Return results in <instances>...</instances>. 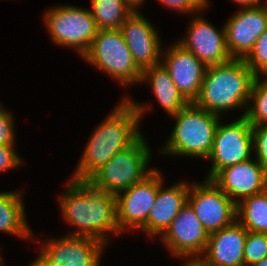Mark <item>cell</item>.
I'll return each instance as SVG.
<instances>
[{"label":"cell","mask_w":267,"mask_h":266,"mask_svg":"<svg viewBox=\"0 0 267 266\" xmlns=\"http://www.w3.org/2000/svg\"><path fill=\"white\" fill-rule=\"evenodd\" d=\"M124 96L93 129L71 180L87 181L113 155L131 146L142 134L140 122L151 106Z\"/></svg>","instance_id":"obj_1"},{"label":"cell","mask_w":267,"mask_h":266,"mask_svg":"<svg viewBox=\"0 0 267 266\" xmlns=\"http://www.w3.org/2000/svg\"><path fill=\"white\" fill-rule=\"evenodd\" d=\"M58 197L60 212L74 230L67 235L95 238L106 246L121 236L117 224L116 194L100 191L87 181L69 179ZM76 228V229H75ZM111 239V240H110Z\"/></svg>","instance_id":"obj_2"},{"label":"cell","mask_w":267,"mask_h":266,"mask_svg":"<svg viewBox=\"0 0 267 266\" xmlns=\"http://www.w3.org/2000/svg\"><path fill=\"white\" fill-rule=\"evenodd\" d=\"M255 77L244 59L207 66L199 95L193 103L222 118L224 112L243 109L240 117H244Z\"/></svg>","instance_id":"obj_3"},{"label":"cell","mask_w":267,"mask_h":266,"mask_svg":"<svg viewBox=\"0 0 267 266\" xmlns=\"http://www.w3.org/2000/svg\"><path fill=\"white\" fill-rule=\"evenodd\" d=\"M171 118L176 121L174 128L159 152L168 157L176 155L206 160L222 117L190 102Z\"/></svg>","instance_id":"obj_4"},{"label":"cell","mask_w":267,"mask_h":266,"mask_svg":"<svg viewBox=\"0 0 267 266\" xmlns=\"http://www.w3.org/2000/svg\"><path fill=\"white\" fill-rule=\"evenodd\" d=\"M142 134L131 146L111 157L87 182L97 190L117 194L141 181L153 169L151 147Z\"/></svg>","instance_id":"obj_5"},{"label":"cell","mask_w":267,"mask_h":266,"mask_svg":"<svg viewBox=\"0 0 267 266\" xmlns=\"http://www.w3.org/2000/svg\"><path fill=\"white\" fill-rule=\"evenodd\" d=\"M81 58L126 88L140 84L142 71L134 62L120 28L99 29Z\"/></svg>","instance_id":"obj_6"},{"label":"cell","mask_w":267,"mask_h":266,"mask_svg":"<svg viewBox=\"0 0 267 266\" xmlns=\"http://www.w3.org/2000/svg\"><path fill=\"white\" fill-rule=\"evenodd\" d=\"M44 12L42 22L52 42L73 48L82 57L99 30L90 9L68 4L54 5Z\"/></svg>","instance_id":"obj_7"},{"label":"cell","mask_w":267,"mask_h":266,"mask_svg":"<svg viewBox=\"0 0 267 266\" xmlns=\"http://www.w3.org/2000/svg\"><path fill=\"white\" fill-rule=\"evenodd\" d=\"M156 167L141 181L116 194L117 224L120 234L133 230L146 234V222L157 197L158 187L164 183Z\"/></svg>","instance_id":"obj_8"},{"label":"cell","mask_w":267,"mask_h":266,"mask_svg":"<svg viewBox=\"0 0 267 266\" xmlns=\"http://www.w3.org/2000/svg\"><path fill=\"white\" fill-rule=\"evenodd\" d=\"M222 118L217 126L213 148L206 161L211 168L206 179L212 180L222 169L253 158L252 125L248 119L238 117L231 123L223 124Z\"/></svg>","instance_id":"obj_9"},{"label":"cell","mask_w":267,"mask_h":266,"mask_svg":"<svg viewBox=\"0 0 267 266\" xmlns=\"http://www.w3.org/2000/svg\"><path fill=\"white\" fill-rule=\"evenodd\" d=\"M190 184L187 202L208 234L236 221L237 205L212 180Z\"/></svg>","instance_id":"obj_10"},{"label":"cell","mask_w":267,"mask_h":266,"mask_svg":"<svg viewBox=\"0 0 267 266\" xmlns=\"http://www.w3.org/2000/svg\"><path fill=\"white\" fill-rule=\"evenodd\" d=\"M208 239V232L188 202L160 237L168 252L182 260L200 257L206 249Z\"/></svg>","instance_id":"obj_11"},{"label":"cell","mask_w":267,"mask_h":266,"mask_svg":"<svg viewBox=\"0 0 267 266\" xmlns=\"http://www.w3.org/2000/svg\"><path fill=\"white\" fill-rule=\"evenodd\" d=\"M201 12L192 15L186 35L177 42L206 66L229 62L232 58L227 49L225 26L218 30Z\"/></svg>","instance_id":"obj_12"},{"label":"cell","mask_w":267,"mask_h":266,"mask_svg":"<svg viewBox=\"0 0 267 266\" xmlns=\"http://www.w3.org/2000/svg\"><path fill=\"white\" fill-rule=\"evenodd\" d=\"M224 26L229 56L245 59L257 39L267 30V1L257 7L239 9Z\"/></svg>","instance_id":"obj_13"},{"label":"cell","mask_w":267,"mask_h":266,"mask_svg":"<svg viewBox=\"0 0 267 266\" xmlns=\"http://www.w3.org/2000/svg\"><path fill=\"white\" fill-rule=\"evenodd\" d=\"M139 9L133 11L121 25L127 47L137 67L145 69L161 63V36L149 19Z\"/></svg>","instance_id":"obj_14"},{"label":"cell","mask_w":267,"mask_h":266,"mask_svg":"<svg viewBox=\"0 0 267 266\" xmlns=\"http://www.w3.org/2000/svg\"><path fill=\"white\" fill-rule=\"evenodd\" d=\"M40 251L58 266H100L106 245L91 237H48ZM105 248V249H104Z\"/></svg>","instance_id":"obj_15"},{"label":"cell","mask_w":267,"mask_h":266,"mask_svg":"<svg viewBox=\"0 0 267 266\" xmlns=\"http://www.w3.org/2000/svg\"><path fill=\"white\" fill-rule=\"evenodd\" d=\"M161 63L182 95L189 102H194L199 95L207 66L176 41L168 48H163Z\"/></svg>","instance_id":"obj_16"},{"label":"cell","mask_w":267,"mask_h":266,"mask_svg":"<svg viewBox=\"0 0 267 266\" xmlns=\"http://www.w3.org/2000/svg\"><path fill=\"white\" fill-rule=\"evenodd\" d=\"M212 181L236 204L267 189V171L250 158L222 169Z\"/></svg>","instance_id":"obj_17"},{"label":"cell","mask_w":267,"mask_h":266,"mask_svg":"<svg viewBox=\"0 0 267 266\" xmlns=\"http://www.w3.org/2000/svg\"><path fill=\"white\" fill-rule=\"evenodd\" d=\"M247 230L236 220L233 224L209 234L200 258L211 266H244V244Z\"/></svg>","instance_id":"obj_18"},{"label":"cell","mask_w":267,"mask_h":266,"mask_svg":"<svg viewBox=\"0 0 267 266\" xmlns=\"http://www.w3.org/2000/svg\"><path fill=\"white\" fill-rule=\"evenodd\" d=\"M158 187L154 206L151 208L146 222V235L149 238L161 237L176 218L178 212L187 203L190 182L181 181L164 188Z\"/></svg>","instance_id":"obj_19"},{"label":"cell","mask_w":267,"mask_h":266,"mask_svg":"<svg viewBox=\"0 0 267 266\" xmlns=\"http://www.w3.org/2000/svg\"><path fill=\"white\" fill-rule=\"evenodd\" d=\"M140 83L150 84L153 96L169 117L176 115L190 103L179 91L162 63L145 69Z\"/></svg>","instance_id":"obj_20"},{"label":"cell","mask_w":267,"mask_h":266,"mask_svg":"<svg viewBox=\"0 0 267 266\" xmlns=\"http://www.w3.org/2000/svg\"><path fill=\"white\" fill-rule=\"evenodd\" d=\"M24 193L18 191L0 192V231L7 235L35 241L31 227L26 219Z\"/></svg>","instance_id":"obj_21"},{"label":"cell","mask_w":267,"mask_h":266,"mask_svg":"<svg viewBox=\"0 0 267 266\" xmlns=\"http://www.w3.org/2000/svg\"><path fill=\"white\" fill-rule=\"evenodd\" d=\"M98 29H119L137 8L128 0H89Z\"/></svg>","instance_id":"obj_22"},{"label":"cell","mask_w":267,"mask_h":266,"mask_svg":"<svg viewBox=\"0 0 267 266\" xmlns=\"http://www.w3.org/2000/svg\"><path fill=\"white\" fill-rule=\"evenodd\" d=\"M236 220L250 232L267 233V189L241 200Z\"/></svg>","instance_id":"obj_23"},{"label":"cell","mask_w":267,"mask_h":266,"mask_svg":"<svg viewBox=\"0 0 267 266\" xmlns=\"http://www.w3.org/2000/svg\"><path fill=\"white\" fill-rule=\"evenodd\" d=\"M245 117L252 127L267 125V76L255 77Z\"/></svg>","instance_id":"obj_24"},{"label":"cell","mask_w":267,"mask_h":266,"mask_svg":"<svg viewBox=\"0 0 267 266\" xmlns=\"http://www.w3.org/2000/svg\"><path fill=\"white\" fill-rule=\"evenodd\" d=\"M243 254L244 266H251L267 257V233L248 231Z\"/></svg>","instance_id":"obj_25"},{"label":"cell","mask_w":267,"mask_h":266,"mask_svg":"<svg viewBox=\"0 0 267 266\" xmlns=\"http://www.w3.org/2000/svg\"><path fill=\"white\" fill-rule=\"evenodd\" d=\"M244 61L256 76H267V30L257 39Z\"/></svg>","instance_id":"obj_26"},{"label":"cell","mask_w":267,"mask_h":266,"mask_svg":"<svg viewBox=\"0 0 267 266\" xmlns=\"http://www.w3.org/2000/svg\"><path fill=\"white\" fill-rule=\"evenodd\" d=\"M163 7L165 6L169 10H173L176 13L184 14H196L200 11L207 10L210 6V0H157ZM184 13V14H183Z\"/></svg>","instance_id":"obj_27"},{"label":"cell","mask_w":267,"mask_h":266,"mask_svg":"<svg viewBox=\"0 0 267 266\" xmlns=\"http://www.w3.org/2000/svg\"><path fill=\"white\" fill-rule=\"evenodd\" d=\"M0 102V145L16 146L15 118Z\"/></svg>","instance_id":"obj_28"},{"label":"cell","mask_w":267,"mask_h":266,"mask_svg":"<svg viewBox=\"0 0 267 266\" xmlns=\"http://www.w3.org/2000/svg\"><path fill=\"white\" fill-rule=\"evenodd\" d=\"M256 161L267 171V125L252 127Z\"/></svg>","instance_id":"obj_29"},{"label":"cell","mask_w":267,"mask_h":266,"mask_svg":"<svg viewBox=\"0 0 267 266\" xmlns=\"http://www.w3.org/2000/svg\"><path fill=\"white\" fill-rule=\"evenodd\" d=\"M15 147L0 145V174L16 169L23 164L22 157L18 155Z\"/></svg>","instance_id":"obj_30"},{"label":"cell","mask_w":267,"mask_h":266,"mask_svg":"<svg viewBox=\"0 0 267 266\" xmlns=\"http://www.w3.org/2000/svg\"><path fill=\"white\" fill-rule=\"evenodd\" d=\"M36 256L37 257L34 259V261H31V263L27 266H58L50 261L40 250Z\"/></svg>","instance_id":"obj_31"},{"label":"cell","mask_w":267,"mask_h":266,"mask_svg":"<svg viewBox=\"0 0 267 266\" xmlns=\"http://www.w3.org/2000/svg\"><path fill=\"white\" fill-rule=\"evenodd\" d=\"M234 3H236L240 8H251V7H257L267 0H232Z\"/></svg>","instance_id":"obj_32"},{"label":"cell","mask_w":267,"mask_h":266,"mask_svg":"<svg viewBox=\"0 0 267 266\" xmlns=\"http://www.w3.org/2000/svg\"><path fill=\"white\" fill-rule=\"evenodd\" d=\"M181 266H211L204 262L200 257L198 258H185Z\"/></svg>","instance_id":"obj_33"},{"label":"cell","mask_w":267,"mask_h":266,"mask_svg":"<svg viewBox=\"0 0 267 266\" xmlns=\"http://www.w3.org/2000/svg\"><path fill=\"white\" fill-rule=\"evenodd\" d=\"M128 1L137 9L142 8L143 4H145L144 2H146V0H128Z\"/></svg>","instance_id":"obj_34"},{"label":"cell","mask_w":267,"mask_h":266,"mask_svg":"<svg viewBox=\"0 0 267 266\" xmlns=\"http://www.w3.org/2000/svg\"><path fill=\"white\" fill-rule=\"evenodd\" d=\"M251 266H267V257L262 258L260 261L254 263Z\"/></svg>","instance_id":"obj_35"},{"label":"cell","mask_w":267,"mask_h":266,"mask_svg":"<svg viewBox=\"0 0 267 266\" xmlns=\"http://www.w3.org/2000/svg\"><path fill=\"white\" fill-rule=\"evenodd\" d=\"M1 252H2V249L0 248V266H5L3 262L4 260H2L3 258H2Z\"/></svg>","instance_id":"obj_36"}]
</instances>
